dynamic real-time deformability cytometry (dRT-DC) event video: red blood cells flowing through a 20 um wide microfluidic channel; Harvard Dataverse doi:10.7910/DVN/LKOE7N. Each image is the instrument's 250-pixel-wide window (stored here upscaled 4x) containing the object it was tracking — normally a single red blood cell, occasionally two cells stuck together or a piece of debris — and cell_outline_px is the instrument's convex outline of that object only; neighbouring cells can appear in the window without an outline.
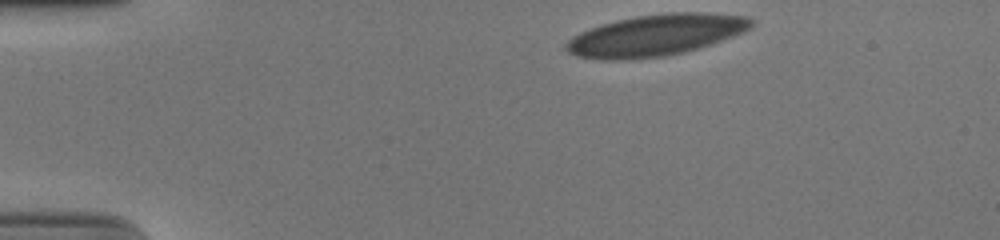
{"species": "human", "species_latin": "Homo sapiens", "temperature_condition": "cold", "stored_images_in_passage": 37, "camera_frame_rate_fps": 3000, "um_per_image_px": 0.085, "donor": {"sex": "male"}, "frame": {"image": 1, "passage_image": 1, "time_ms": 0.0, "image_size_px": [1000, 240], "cell_outline_px": [[752, 24], [748, 28], [732, 36], [684, 52], [668, 56], [640, 60], [604, 60], [580, 56], [568, 52], [564, 48], [564, 44], [572, 36], [592, 28], [604, 24], [620, 20], [640, 16], [676, 12], [692, 12], [744, 16], [752, 20]], "centroid_in_image_um": [55.67, 3.02], "position_along_channel_um": 29.3, "area_um2": 43.81}}
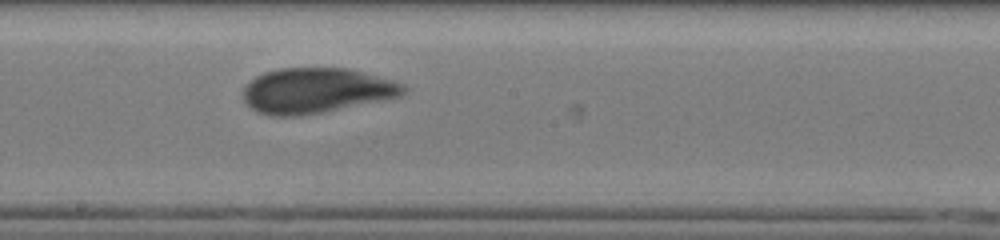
{"frame": {"image": 2, "passage_image": 22, "time_ms": 7.0, "image_size_px": [1000, 240], "cell_outline_px": [[408, 88], [400, 96], [324, 112], [300, 116], [272, 116], [256, 112], [244, 100], [244, 88], [256, 76], [264, 72], [280, 68], [348, 68], [392, 80], [404, 84]], "centroid_in_image_um": [26.87, 7.7], "position_along_channel_um": 221.3, "area_um2": 42.02}}
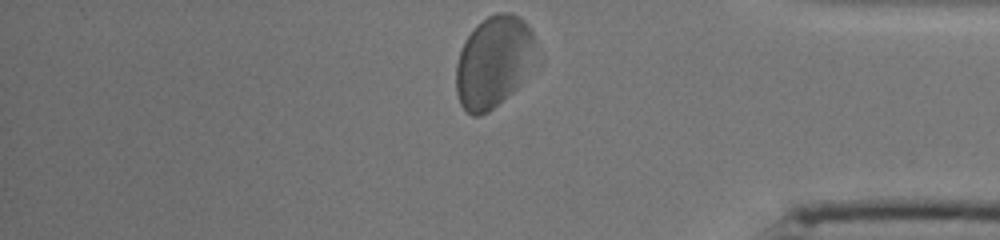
{"frame": {"image": 3, "passage_image": 37, "time_ms": 12.0, "image_size_px": [1000, 240], "cell_outline_px": [[532, 44], [520, 84], [512, 92], [488, 112], [480, 116], [472, 116], [460, 104], [456, 92], [456, 64], [460, 52], [468, 36], [476, 24], [488, 16], [496, 12], [508, 12], [520, 16], [528, 24], [532, 32]], "centroid_in_image_um": [41.85, 5.25], "position_along_channel_um": 393.3, "area_um2": 41.27}, "authors_computed_cell_mechanics": {"area_um2": 42.6564, "velocity_mm_per_s": 3.8036, "shape_relaxation_time_tau1_ms": 2.5642, "shape_relaxation_time_tau2_ms": 0.8983, "deformation_change_tau1": 0.0962, "deformation_change_tau2": 0.0558}}